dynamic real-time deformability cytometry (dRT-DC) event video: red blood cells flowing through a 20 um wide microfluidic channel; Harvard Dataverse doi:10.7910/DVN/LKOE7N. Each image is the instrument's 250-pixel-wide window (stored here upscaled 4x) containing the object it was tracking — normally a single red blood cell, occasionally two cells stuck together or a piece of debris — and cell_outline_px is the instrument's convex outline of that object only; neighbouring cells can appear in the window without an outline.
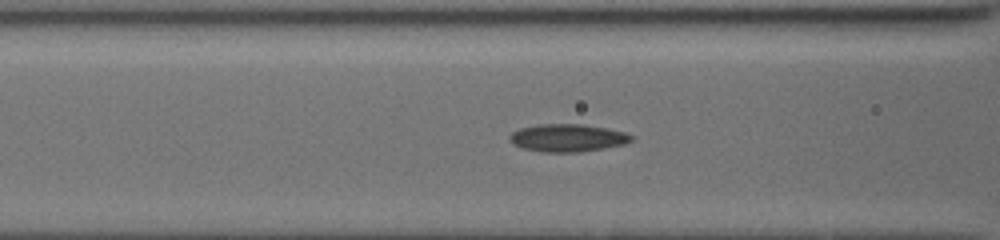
{"species": "common noctule bat (a hibernating species)", "species_latin": "Nyctalus noctula", "temperature_condition": "cold", "stored_images_in_passage": 26, "camera_frame_rate_fps": 3000, "um_per_image_px": 0.085, "animal": {"sex": "female", "body_mass_g": 19.5, "forearm_length_mm": 54.1}, "frame": {"image": 1, "passage_image": 19, "time_ms": 8.0, "image_size_px": [1000, 240], "cell_outline_px": [[632, 140], [624, 144], [604, 148], [580, 152], [540, 152], [524, 148], [512, 144], [508, 140], [508, 136], [512, 132], [520, 128], [540, 124], [584, 124], [608, 128], [624, 132], [632, 136]], "centroid_in_image_um": [48.21, 11.72], "position_along_channel_um": 118.4, "area_um2": 19.71}}
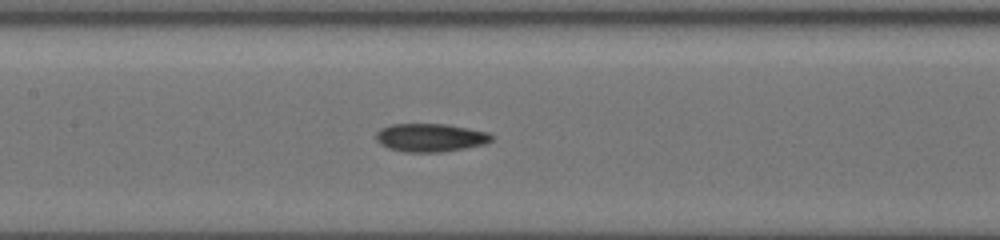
{"frame": {"image": 2, "passage_image": 22, "time_ms": 9.333, "image_size_px": [1000, 240], "cell_outline_px": [[496, 136], [492, 140], [484, 144], [464, 148], [440, 152], [404, 152], [388, 148], [380, 144], [376, 140], [376, 132], [380, 128], [392, 124], [444, 124], [468, 128], [488, 132]], "centroid_in_image_um": [36.58, 11.69], "position_along_channel_um": 170.8, "area_um2": 19.07}}
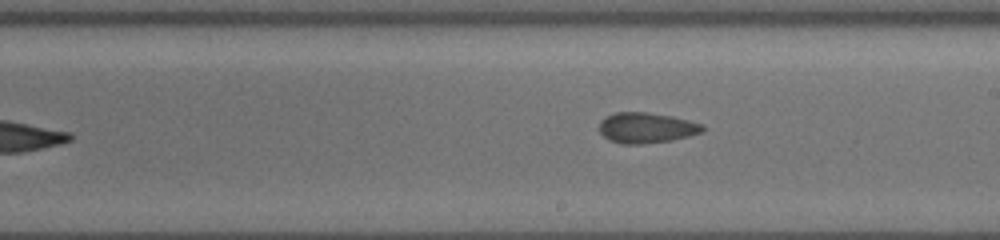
{"frame": {"image": 3, "passage_image": 26, "time_ms": 12.333, "image_size_px": [1000, 240], "cell_outline_px": [[704, 132], [672, 140], [640, 144], [624, 144], [608, 140], [600, 132], [600, 120], [616, 112], [648, 112], [672, 116], [704, 124]], "centroid_in_image_um": [54.96, 10.86], "position_along_channel_um": 234.0, "area_um2": 18.38}}